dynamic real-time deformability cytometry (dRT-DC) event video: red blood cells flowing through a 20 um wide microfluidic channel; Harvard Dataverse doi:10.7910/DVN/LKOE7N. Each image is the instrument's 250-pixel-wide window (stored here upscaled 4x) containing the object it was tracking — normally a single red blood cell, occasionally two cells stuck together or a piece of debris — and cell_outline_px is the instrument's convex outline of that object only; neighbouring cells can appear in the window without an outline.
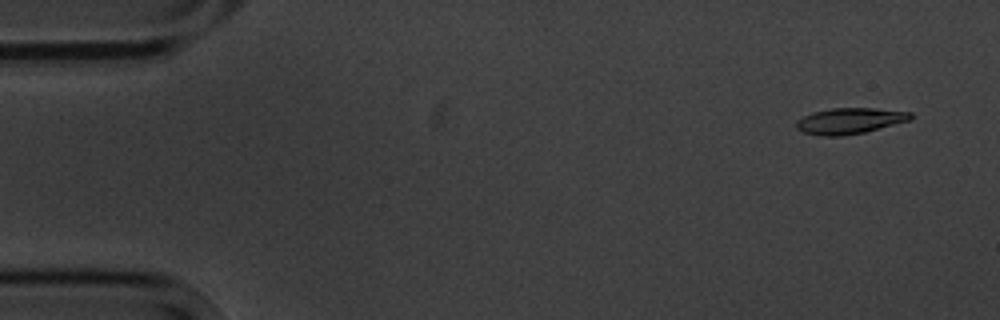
{"species": "common noctule bat (a hibernating species)", "species_latin": "Nyctalus noctula", "temperature_condition": "cold", "stored_images_in_passage": 5, "segment_of_instrument_passage": [1, 2], "camera_frame_rate_fps": 3000, "um_per_image_px": 0.085, "animal": {"sex": "male", "body_mass_g": 20.1, "forearm_length_mm": 53.5}, "frame": {"image": 1, "passage_image": 1, "time_ms": 0.0, "image_size_px": [1000, 320], "cell_outline_px": [[912, 120], [864, 132], [844, 136], [820, 136], [804, 132], [796, 128], [796, 120], [812, 112], [832, 108], [872, 108], [912, 112]], "centroid_in_image_um": [72.23, 10.27], "position_along_channel_um": 12.8, "area_um2": 17.34}}
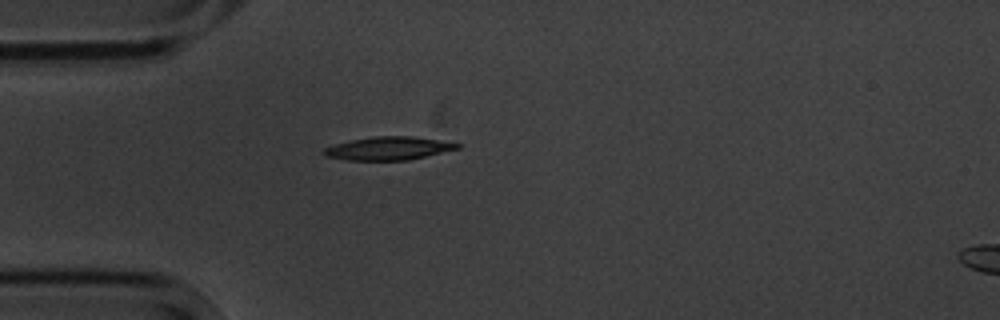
{"frame": {"image": 2, "passage_image": 4, "time_ms": 4.0, "image_size_px": [1000, 320], "cell_outline_px": [[460, 148], [408, 160], [344, 160], [324, 156], [320, 152], [324, 148], [336, 144], [352, 140], [372, 136], [412, 136], [460, 144]], "centroid_in_image_um": [32.95, 12.62], "position_along_channel_um": 52.1, "area_um2": 17.92}}